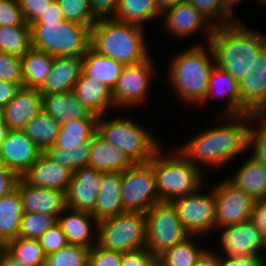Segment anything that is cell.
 <instances>
[{"label":"cell","mask_w":266,"mask_h":266,"mask_svg":"<svg viewBox=\"0 0 266 266\" xmlns=\"http://www.w3.org/2000/svg\"><path fill=\"white\" fill-rule=\"evenodd\" d=\"M248 28L243 21L214 28L208 44L215 65L230 73L239 84L250 70L254 59L266 47V33Z\"/></svg>","instance_id":"obj_1"},{"label":"cell","mask_w":266,"mask_h":266,"mask_svg":"<svg viewBox=\"0 0 266 266\" xmlns=\"http://www.w3.org/2000/svg\"><path fill=\"white\" fill-rule=\"evenodd\" d=\"M167 65V83L185 105L199 106L207 94V86L215 58L211 46L195 42L174 54Z\"/></svg>","instance_id":"obj_2"},{"label":"cell","mask_w":266,"mask_h":266,"mask_svg":"<svg viewBox=\"0 0 266 266\" xmlns=\"http://www.w3.org/2000/svg\"><path fill=\"white\" fill-rule=\"evenodd\" d=\"M146 31L144 27L114 18L98 19L91 27L90 46L124 65L138 64L151 55Z\"/></svg>","instance_id":"obj_3"},{"label":"cell","mask_w":266,"mask_h":266,"mask_svg":"<svg viewBox=\"0 0 266 266\" xmlns=\"http://www.w3.org/2000/svg\"><path fill=\"white\" fill-rule=\"evenodd\" d=\"M164 148L163 145L149 161L153 165L160 201L171 202L192 194L207 183V173L194 166L175 147L173 151L169 148L167 153Z\"/></svg>","instance_id":"obj_4"},{"label":"cell","mask_w":266,"mask_h":266,"mask_svg":"<svg viewBox=\"0 0 266 266\" xmlns=\"http://www.w3.org/2000/svg\"><path fill=\"white\" fill-rule=\"evenodd\" d=\"M104 115L97 120V133L109 144L121 150L133 163L150 161L164 145L153 130L143 127L138 120L117 115ZM107 118V119H106ZM136 121V122H135Z\"/></svg>","instance_id":"obj_5"},{"label":"cell","mask_w":266,"mask_h":266,"mask_svg":"<svg viewBox=\"0 0 266 266\" xmlns=\"http://www.w3.org/2000/svg\"><path fill=\"white\" fill-rule=\"evenodd\" d=\"M32 48L53 56H83L90 47L91 29L84 24L60 20L31 23Z\"/></svg>","instance_id":"obj_6"},{"label":"cell","mask_w":266,"mask_h":266,"mask_svg":"<svg viewBox=\"0 0 266 266\" xmlns=\"http://www.w3.org/2000/svg\"><path fill=\"white\" fill-rule=\"evenodd\" d=\"M147 215L123 212L98 221V244L121 253L146 247Z\"/></svg>","instance_id":"obj_7"},{"label":"cell","mask_w":266,"mask_h":266,"mask_svg":"<svg viewBox=\"0 0 266 266\" xmlns=\"http://www.w3.org/2000/svg\"><path fill=\"white\" fill-rule=\"evenodd\" d=\"M206 185H209V182L203 184L196 192L171 202L184 230L189 235L210 239L213 238L215 230L216 196L213 188L204 190Z\"/></svg>","instance_id":"obj_8"},{"label":"cell","mask_w":266,"mask_h":266,"mask_svg":"<svg viewBox=\"0 0 266 266\" xmlns=\"http://www.w3.org/2000/svg\"><path fill=\"white\" fill-rule=\"evenodd\" d=\"M146 215L145 248L156 258L189 236L184 230L172 202L159 201L146 212Z\"/></svg>","instance_id":"obj_9"},{"label":"cell","mask_w":266,"mask_h":266,"mask_svg":"<svg viewBox=\"0 0 266 266\" xmlns=\"http://www.w3.org/2000/svg\"><path fill=\"white\" fill-rule=\"evenodd\" d=\"M150 55L146 60L134 65H125L112 91L115 108L128 110L143 105L149 98L157 70L155 59ZM155 74V75H154ZM154 79V80H153ZM149 94V95H148ZM128 108V109H127Z\"/></svg>","instance_id":"obj_10"},{"label":"cell","mask_w":266,"mask_h":266,"mask_svg":"<svg viewBox=\"0 0 266 266\" xmlns=\"http://www.w3.org/2000/svg\"><path fill=\"white\" fill-rule=\"evenodd\" d=\"M121 190L123 212L146 213L160 201L153 165L134 163L123 171Z\"/></svg>","instance_id":"obj_11"},{"label":"cell","mask_w":266,"mask_h":266,"mask_svg":"<svg viewBox=\"0 0 266 266\" xmlns=\"http://www.w3.org/2000/svg\"><path fill=\"white\" fill-rule=\"evenodd\" d=\"M255 115L254 113L216 115L215 118L219 124H214L216 126L217 170L224 169L243 153L246 154L245 152L248 151V132Z\"/></svg>","instance_id":"obj_12"},{"label":"cell","mask_w":266,"mask_h":266,"mask_svg":"<svg viewBox=\"0 0 266 266\" xmlns=\"http://www.w3.org/2000/svg\"><path fill=\"white\" fill-rule=\"evenodd\" d=\"M219 233V234H218ZM218 247L214 250L219 256L242 257L249 255H266V241L256 224L250 219L224 228L215 229ZM220 248V249H219ZM264 252V253H263ZM221 253V254H220Z\"/></svg>","instance_id":"obj_13"},{"label":"cell","mask_w":266,"mask_h":266,"mask_svg":"<svg viewBox=\"0 0 266 266\" xmlns=\"http://www.w3.org/2000/svg\"><path fill=\"white\" fill-rule=\"evenodd\" d=\"M221 180L211 186L216 196L215 229L250 220L254 200L227 178Z\"/></svg>","instance_id":"obj_14"},{"label":"cell","mask_w":266,"mask_h":266,"mask_svg":"<svg viewBox=\"0 0 266 266\" xmlns=\"http://www.w3.org/2000/svg\"><path fill=\"white\" fill-rule=\"evenodd\" d=\"M161 19L164 21L162 22L164 24L162 27L164 33L166 32L165 35L171 36L174 40L176 39V41L179 40V43L180 40H187L189 39L188 37L201 33V37L203 36L206 39L203 43L207 44L215 28L206 17L187 0H183L166 10L162 14Z\"/></svg>","instance_id":"obj_15"},{"label":"cell","mask_w":266,"mask_h":266,"mask_svg":"<svg viewBox=\"0 0 266 266\" xmlns=\"http://www.w3.org/2000/svg\"><path fill=\"white\" fill-rule=\"evenodd\" d=\"M241 114H266V47L254 59L248 73L239 83Z\"/></svg>","instance_id":"obj_16"},{"label":"cell","mask_w":266,"mask_h":266,"mask_svg":"<svg viewBox=\"0 0 266 266\" xmlns=\"http://www.w3.org/2000/svg\"><path fill=\"white\" fill-rule=\"evenodd\" d=\"M41 153L40 148L23 131L8 130L0 146L4 166L19 177L24 175Z\"/></svg>","instance_id":"obj_17"},{"label":"cell","mask_w":266,"mask_h":266,"mask_svg":"<svg viewBox=\"0 0 266 266\" xmlns=\"http://www.w3.org/2000/svg\"><path fill=\"white\" fill-rule=\"evenodd\" d=\"M101 172L91 166L81 167L72 173L65 191L68 209L92 212L100 189Z\"/></svg>","instance_id":"obj_18"},{"label":"cell","mask_w":266,"mask_h":266,"mask_svg":"<svg viewBox=\"0 0 266 266\" xmlns=\"http://www.w3.org/2000/svg\"><path fill=\"white\" fill-rule=\"evenodd\" d=\"M16 188L20 192L23 211L58 216L67 208L65 192L37 187L19 178Z\"/></svg>","instance_id":"obj_19"},{"label":"cell","mask_w":266,"mask_h":266,"mask_svg":"<svg viewBox=\"0 0 266 266\" xmlns=\"http://www.w3.org/2000/svg\"><path fill=\"white\" fill-rule=\"evenodd\" d=\"M43 109V99L38 89L20 87L14 98L3 108L8 130L22 131L26 124Z\"/></svg>","instance_id":"obj_20"},{"label":"cell","mask_w":266,"mask_h":266,"mask_svg":"<svg viewBox=\"0 0 266 266\" xmlns=\"http://www.w3.org/2000/svg\"><path fill=\"white\" fill-rule=\"evenodd\" d=\"M58 224L66 235L68 244L91 249L98 243V220L90 212L66 208L58 216Z\"/></svg>","instance_id":"obj_21"},{"label":"cell","mask_w":266,"mask_h":266,"mask_svg":"<svg viewBox=\"0 0 266 266\" xmlns=\"http://www.w3.org/2000/svg\"><path fill=\"white\" fill-rule=\"evenodd\" d=\"M217 97L219 99L222 98V100L224 98L225 100L223 101L226 103V105L223 107V110L218 115L241 114L239 84L235 81V78L230 73L215 65L209 77L206 97L197 108H200V110L205 108V106H208V103L213 98L217 100Z\"/></svg>","instance_id":"obj_22"},{"label":"cell","mask_w":266,"mask_h":266,"mask_svg":"<svg viewBox=\"0 0 266 266\" xmlns=\"http://www.w3.org/2000/svg\"><path fill=\"white\" fill-rule=\"evenodd\" d=\"M194 166L202 172L206 169L217 170V144H216V127H205L188 138L187 141L175 146ZM206 169H204V168ZM208 167V168H207Z\"/></svg>","instance_id":"obj_23"},{"label":"cell","mask_w":266,"mask_h":266,"mask_svg":"<svg viewBox=\"0 0 266 266\" xmlns=\"http://www.w3.org/2000/svg\"><path fill=\"white\" fill-rule=\"evenodd\" d=\"M83 56H54L50 74L38 89L43 96L73 91L82 74Z\"/></svg>","instance_id":"obj_24"},{"label":"cell","mask_w":266,"mask_h":266,"mask_svg":"<svg viewBox=\"0 0 266 266\" xmlns=\"http://www.w3.org/2000/svg\"><path fill=\"white\" fill-rule=\"evenodd\" d=\"M72 171L59 162L50 159L44 152L24 173L22 178L30 185L57 189L65 192L72 177Z\"/></svg>","instance_id":"obj_25"},{"label":"cell","mask_w":266,"mask_h":266,"mask_svg":"<svg viewBox=\"0 0 266 266\" xmlns=\"http://www.w3.org/2000/svg\"><path fill=\"white\" fill-rule=\"evenodd\" d=\"M73 94L85 105L90 113L104 116L115 108L112 90L92 78L86 77L83 73L74 85ZM112 108V110L110 109Z\"/></svg>","instance_id":"obj_26"},{"label":"cell","mask_w":266,"mask_h":266,"mask_svg":"<svg viewBox=\"0 0 266 266\" xmlns=\"http://www.w3.org/2000/svg\"><path fill=\"white\" fill-rule=\"evenodd\" d=\"M42 99L43 110L60 125L71 120L98 119V116L90 113L72 91L53 93L43 96Z\"/></svg>","instance_id":"obj_27"},{"label":"cell","mask_w":266,"mask_h":266,"mask_svg":"<svg viewBox=\"0 0 266 266\" xmlns=\"http://www.w3.org/2000/svg\"><path fill=\"white\" fill-rule=\"evenodd\" d=\"M122 172L101 173L100 189L91 214L98 220L123 213Z\"/></svg>","instance_id":"obj_28"},{"label":"cell","mask_w":266,"mask_h":266,"mask_svg":"<svg viewBox=\"0 0 266 266\" xmlns=\"http://www.w3.org/2000/svg\"><path fill=\"white\" fill-rule=\"evenodd\" d=\"M227 179L254 201L266 198V167L252 156L243 160Z\"/></svg>","instance_id":"obj_29"},{"label":"cell","mask_w":266,"mask_h":266,"mask_svg":"<svg viewBox=\"0 0 266 266\" xmlns=\"http://www.w3.org/2000/svg\"><path fill=\"white\" fill-rule=\"evenodd\" d=\"M134 163L119 149L109 144L97 132L92 137L89 166L101 173L123 172Z\"/></svg>","instance_id":"obj_30"},{"label":"cell","mask_w":266,"mask_h":266,"mask_svg":"<svg viewBox=\"0 0 266 266\" xmlns=\"http://www.w3.org/2000/svg\"><path fill=\"white\" fill-rule=\"evenodd\" d=\"M124 67L121 62L99 54L91 46L83 55L82 73L88 78L100 81L112 91Z\"/></svg>","instance_id":"obj_31"},{"label":"cell","mask_w":266,"mask_h":266,"mask_svg":"<svg viewBox=\"0 0 266 266\" xmlns=\"http://www.w3.org/2000/svg\"><path fill=\"white\" fill-rule=\"evenodd\" d=\"M23 214L22 199L17 188L0 198V246L18 237Z\"/></svg>","instance_id":"obj_32"},{"label":"cell","mask_w":266,"mask_h":266,"mask_svg":"<svg viewBox=\"0 0 266 266\" xmlns=\"http://www.w3.org/2000/svg\"><path fill=\"white\" fill-rule=\"evenodd\" d=\"M21 61L23 86L39 89L50 74L54 56L31 47Z\"/></svg>","instance_id":"obj_33"},{"label":"cell","mask_w":266,"mask_h":266,"mask_svg":"<svg viewBox=\"0 0 266 266\" xmlns=\"http://www.w3.org/2000/svg\"><path fill=\"white\" fill-rule=\"evenodd\" d=\"M199 238H201V242H197L200 240ZM205 238L198 235H189L182 242L162 253L157 258V266H195L198 258L207 249V247H203L204 244H201L205 241ZM198 244L200 245L198 246Z\"/></svg>","instance_id":"obj_34"},{"label":"cell","mask_w":266,"mask_h":266,"mask_svg":"<svg viewBox=\"0 0 266 266\" xmlns=\"http://www.w3.org/2000/svg\"><path fill=\"white\" fill-rule=\"evenodd\" d=\"M113 18L147 29L146 23L151 21L149 24H152L154 20L161 19L162 14L159 12L156 0H119Z\"/></svg>","instance_id":"obj_35"},{"label":"cell","mask_w":266,"mask_h":266,"mask_svg":"<svg viewBox=\"0 0 266 266\" xmlns=\"http://www.w3.org/2000/svg\"><path fill=\"white\" fill-rule=\"evenodd\" d=\"M60 124L43 109L22 130L44 152L55 144Z\"/></svg>","instance_id":"obj_36"},{"label":"cell","mask_w":266,"mask_h":266,"mask_svg":"<svg viewBox=\"0 0 266 266\" xmlns=\"http://www.w3.org/2000/svg\"><path fill=\"white\" fill-rule=\"evenodd\" d=\"M98 119L71 120L60 126L54 146L74 150L97 132Z\"/></svg>","instance_id":"obj_37"},{"label":"cell","mask_w":266,"mask_h":266,"mask_svg":"<svg viewBox=\"0 0 266 266\" xmlns=\"http://www.w3.org/2000/svg\"><path fill=\"white\" fill-rule=\"evenodd\" d=\"M2 247L25 266H45L46 254L36 239L17 237Z\"/></svg>","instance_id":"obj_38"},{"label":"cell","mask_w":266,"mask_h":266,"mask_svg":"<svg viewBox=\"0 0 266 266\" xmlns=\"http://www.w3.org/2000/svg\"><path fill=\"white\" fill-rule=\"evenodd\" d=\"M31 47L30 25L0 26V52L22 57Z\"/></svg>","instance_id":"obj_39"},{"label":"cell","mask_w":266,"mask_h":266,"mask_svg":"<svg viewBox=\"0 0 266 266\" xmlns=\"http://www.w3.org/2000/svg\"><path fill=\"white\" fill-rule=\"evenodd\" d=\"M91 146L92 138L81 143L74 150H65L61 147L52 145L48 147L44 153L53 161L59 162L62 166L75 172L81 167L89 166Z\"/></svg>","instance_id":"obj_40"},{"label":"cell","mask_w":266,"mask_h":266,"mask_svg":"<svg viewBox=\"0 0 266 266\" xmlns=\"http://www.w3.org/2000/svg\"><path fill=\"white\" fill-rule=\"evenodd\" d=\"M90 250L86 246L68 244L46 255L45 266H88Z\"/></svg>","instance_id":"obj_41"},{"label":"cell","mask_w":266,"mask_h":266,"mask_svg":"<svg viewBox=\"0 0 266 266\" xmlns=\"http://www.w3.org/2000/svg\"><path fill=\"white\" fill-rule=\"evenodd\" d=\"M58 223V218L45 213L24 212L18 237L38 240L49 228Z\"/></svg>","instance_id":"obj_42"},{"label":"cell","mask_w":266,"mask_h":266,"mask_svg":"<svg viewBox=\"0 0 266 266\" xmlns=\"http://www.w3.org/2000/svg\"><path fill=\"white\" fill-rule=\"evenodd\" d=\"M214 26H224L237 21L223 3V0H187Z\"/></svg>","instance_id":"obj_43"},{"label":"cell","mask_w":266,"mask_h":266,"mask_svg":"<svg viewBox=\"0 0 266 266\" xmlns=\"http://www.w3.org/2000/svg\"><path fill=\"white\" fill-rule=\"evenodd\" d=\"M266 167V114L252 118L248 132V152Z\"/></svg>","instance_id":"obj_44"},{"label":"cell","mask_w":266,"mask_h":266,"mask_svg":"<svg viewBox=\"0 0 266 266\" xmlns=\"http://www.w3.org/2000/svg\"><path fill=\"white\" fill-rule=\"evenodd\" d=\"M67 21L87 25L90 29L97 22L90 0H57Z\"/></svg>","instance_id":"obj_45"},{"label":"cell","mask_w":266,"mask_h":266,"mask_svg":"<svg viewBox=\"0 0 266 266\" xmlns=\"http://www.w3.org/2000/svg\"><path fill=\"white\" fill-rule=\"evenodd\" d=\"M0 80L23 86L21 57L0 52Z\"/></svg>","instance_id":"obj_46"},{"label":"cell","mask_w":266,"mask_h":266,"mask_svg":"<svg viewBox=\"0 0 266 266\" xmlns=\"http://www.w3.org/2000/svg\"><path fill=\"white\" fill-rule=\"evenodd\" d=\"M38 241L46 255L57 252L59 249L68 245L66 235L58 223L41 235Z\"/></svg>","instance_id":"obj_47"},{"label":"cell","mask_w":266,"mask_h":266,"mask_svg":"<svg viewBox=\"0 0 266 266\" xmlns=\"http://www.w3.org/2000/svg\"><path fill=\"white\" fill-rule=\"evenodd\" d=\"M30 25L22 15L18 0H0V26Z\"/></svg>","instance_id":"obj_48"},{"label":"cell","mask_w":266,"mask_h":266,"mask_svg":"<svg viewBox=\"0 0 266 266\" xmlns=\"http://www.w3.org/2000/svg\"><path fill=\"white\" fill-rule=\"evenodd\" d=\"M121 258V252L108 250L97 243L90 250L88 266H121Z\"/></svg>","instance_id":"obj_49"},{"label":"cell","mask_w":266,"mask_h":266,"mask_svg":"<svg viewBox=\"0 0 266 266\" xmlns=\"http://www.w3.org/2000/svg\"><path fill=\"white\" fill-rule=\"evenodd\" d=\"M54 0H18L24 20L35 22Z\"/></svg>","instance_id":"obj_50"},{"label":"cell","mask_w":266,"mask_h":266,"mask_svg":"<svg viewBox=\"0 0 266 266\" xmlns=\"http://www.w3.org/2000/svg\"><path fill=\"white\" fill-rule=\"evenodd\" d=\"M121 266H157V258L146 248L122 253Z\"/></svg>","instance_id":"obj_51"},{"label":"cell","mask_w":266,"mask_h":266,"mask_svg":"<svg viewBox=\"0 0 266 266\" xmlns=\"http://www.w3.org/2000/svg\"><path fill=\"white\" fill-rule=\"evenodd\" d=\"M219 266H266V256L249 255L242 257L219 256Z\"/></svg>","instance_id":"obj_52"},{"label":"cell","mask_w":266,"mask_h":266,"mask_svg":"<svg viewBox=\"0 0 266 266\" xmlns=\"http://www.w3.org/2000/svg\"><path fill=\"white\" fill-rule=\"evenodd\" d=\"M119 0H90L92 13L97 19L113 18Z\"/></svg>","instance_id":"obj_53"},{"label":"cell","mask_w":266,"mask_h":266,"mask_svg":"<svg viewBox=\"0 0 266 266\" xmlns=\"http://www.w3.org/2000/svg\"><path fill=\"white\" fill-rule=\"evenodd\" d=\"M251 220L256 224L266 241V198L254 201Z\"/></svg>","instance_id":"obj_54"},{"label":"cell","mask_w":266,"mask_h":266,"mask_svg":"<svg viewBox=\"0 0 266 266\" xmlns=\"http://www.w3.org/2000/svg\"><path fill=\"white\" fill-rule=\"evenodd\" d=\"M19 178L15 172L6 167L0 170V198L16 188Z\"/></svg>","instance_id":"obj_55"},{"label":"cell","mask_w":266,"mask_h":266,"mask_svg":"<svg viewBox=\"0 0 266 266\" xmlns=\"http://www.w3.org/2000/svg\"><path fill=\"white\" fill-rule=\"evenodd\" d=\"M20 86L17 83L0 80V107L4 108L15 96Z\"/></svg>","instance_id":"obj_56"},{"label":"cell","mask_w":266,"mask_h":266,"mask_svg":"<svg viewBox=\"0 0 266 266\" xmlns=\"http://www.w3.org/2000/svg\"><path fill=\"white\" fill-rule=\"evenodd\" d=\"M64 20L63 13L57 0H54L51 5L45 10L35 22L33 23H46V21H60Z\"/></svg>","instance_id":"obj_57"},{"label":"cell","mask_w":266,"mask_h":266,"mask_svg":"<svg viewBox=\"0 0 266 266\" xmlns=\"http://www.w3.org/2000/svg\"><path fill=\"white\" fill-rule=\"evenodd\" d=\"M212 248H207L198 258L195 266H219V255Z\"/></svg>","instance_id":"obj_58"},{"label":"cell","mask_w":266,"mask_h":266,"mask_svg":"<svg viewBox=\"0 0 266 266\" xmlns=\"http://www.w3.org/2000/svg\"><path fill=\"white\" fill-rule=\"evenodd\" d=\"M0 266H25L19 260L12 257L2 246H0Z\"/></svg>","instance_id":"obj_59"},{"label":"cell","mask_w":266,"mask_h":266,"mask_svg":"<svg viewBox=\"0 0 266 266\" xmlns=\"http://www.w3.org/2000/svg\"><path fill=\"white\" fill-rule=\"evenodd\" d=\"M157 1V7L159 9V12L163 14L166 10L172 8L176 4L180 3L183 0H156Z\"/></svg>","instance_id":"obj_60"},{"label":"cell","mask_w":266,"mask_h":266,"mask_svg":"<svg viewBox=\"0 0 266 266\" xmlns=\"http://www.w3.org/2000/svg\"><path fill=\"white\" fill-rule=\"evenodd\" d=\"M7 132L8 128L5 124L3 108L0 107V146L5 139Z\"/></svg>","instance_id":"obj_61"},{"label":"cell","mask_w":266,"mask_h":266,"mask_svg":"<svg viewBox=\"0 0 266 266\" xmlns=\"http://www.w3.org/2000/svg\"><path fill=\"white\" fill-rule=\"evenodd\" d=\"M242 1H245V0H223V3L225 4V6L227 7V9L233 14H234V8H235V5L237 3H240ZM256 1V0H255ZM259 2V0H257Z\"/></svg>","instance_id":"obj_62"},{"label":"cell","mask_w":266,"mask_h":266,"mask_svg":"<svg viewBox=\"0 0 266 266\" xmlns=\"http://www.w3.org/2000/svg\"><path fill=\"white\" fill-rule=\"evenodd\" d=\"M4 167H5V166H4L3 161H2V158H1V156H0V170L3 169Z\"/></svg>","instance_id":"obj_63"},{"label":"cell","mask_w":266,"mask_h":266,"mask_svg":"<svg viewBox=\"0 0 266 266\" xmlns=\"http://www.w3.org/2000/svg\"><path fill=\"white\" fill-rule=\"evenodd\" d=\"M259 1H260L259 4L261 3V5L266 6V0H259Z\"/></svg>","instance_id":"obj_64"}]
</instances>
